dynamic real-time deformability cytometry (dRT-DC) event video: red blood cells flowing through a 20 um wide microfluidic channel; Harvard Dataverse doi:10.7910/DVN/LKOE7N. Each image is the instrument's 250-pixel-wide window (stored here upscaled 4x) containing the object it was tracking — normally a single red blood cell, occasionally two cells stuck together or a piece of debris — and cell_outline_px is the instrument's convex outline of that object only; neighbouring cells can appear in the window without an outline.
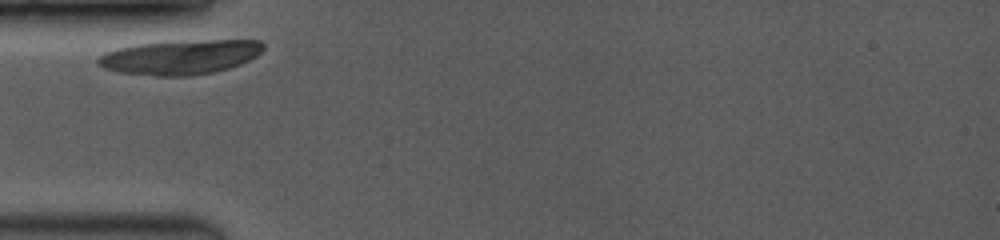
{"species": "common noctule bat (a hibernating species)", "species_latin": "Nyctalus noctula", "temperature_condition": "room temperature", "stored_images_in_passage": 6, "camera_frame_rate_fps": 3500, "um_per_image_px": 0.085, "animal": {"sex": "female", "body_mass_g": 19.0, "forearm_length_mm": 53.3}, "frame": {"image": 1, "passage_image": 1, "time_ms": 0.0, "image_size_px": [1000, 240], "cell_outline_px": [[264, 48], [256, 56], [240, 64], [228, 68], [212, 72], [192, 76], [156, 76], [120, 72], [104, 68], [96, 64], [96, 60], [100, 56], [116, 48], [136, 44], [172, 40], [260, 40], [264, 44]], "centroid_in_image_um": [15.3, 4.84], "position_along_channel_um": 69.7, "area_um2": 33.47}}
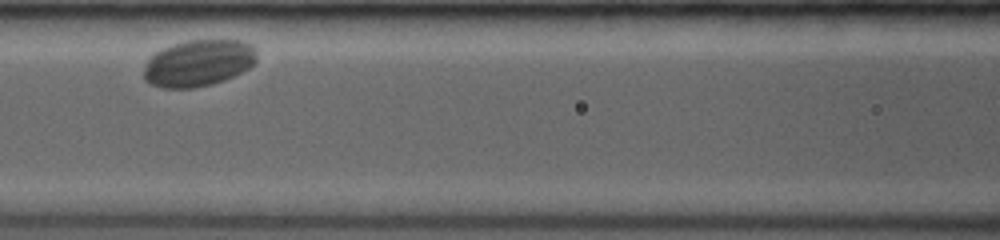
{"frame": {"image": 2, "passage_image": 5, "time_ms": 2.286, "image_size_px": [1000, 240], "cell_outline_px": [[256, 60], [248, 68], [224, 80], [212, 84], [196, 88], [164, 88], [148, 84], [144, 80], [144, 68], [148, 56], [172, 44], [188, 40], [240, 40], [252, 44], [256, 48]], "centroid_in_image_um": [16.84, 5.36], "position_along_channel_um": 149.8, "area_um2": 30.92}}
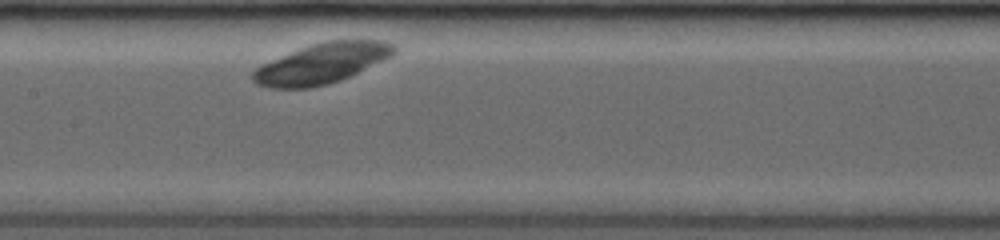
{"frame": {"image": 3, "passage_image": 6, "time_ms": 3.143, "image_size_px": [1000, 240], "cell_outline_px": [[400, 48], [392, 56], [340, 80], [328, 84], [308, 88], [268, 88], [256, 84], [252, 80], [252, 72], [260, 64], [296, 48], [308, 44], [324, 40], [380, 40], [396, 44]], "centroid_in_image_um": [27.33, 5.37], "position_along_channel_um": 180.1, "area_um2": 33.64}}